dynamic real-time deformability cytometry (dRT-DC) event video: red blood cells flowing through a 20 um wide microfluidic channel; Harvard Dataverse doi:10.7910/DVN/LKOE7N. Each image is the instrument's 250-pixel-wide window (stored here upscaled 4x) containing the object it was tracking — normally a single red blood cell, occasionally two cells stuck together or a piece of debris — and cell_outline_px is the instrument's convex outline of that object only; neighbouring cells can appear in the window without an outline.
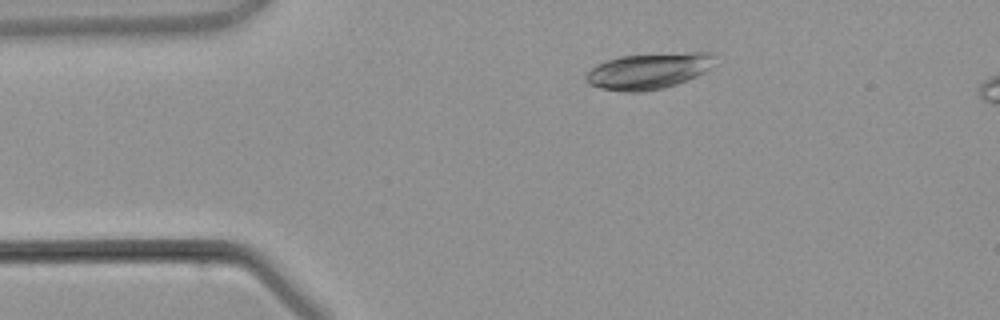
{"species": "common noctule bat (a hibernating species)", "species_latin": "Nyctalus noctula", "temperature_condition": "warm", "stored_images_in_passage": 4, "camera_frame_rate_fps": 3000, "um_per_image_px": 0.085, "animal": {"sex": "male", "body_mass_g": 21.5, "forearm_length_mm": 52.0}, "frame": {"image": 1, "passage_image": 2, "time_ms": 1.333, "image_size_px": [1000, 320], "cell_outline_px": [[716, 64], [712, 68], [696, 76], [676, 84], [660, 88], [640, 92], [624, 92], [600, 88], [588, 84], [584, 80], [584, 76], [596, 64], [620, 56], [692, 52], [712, 52]], "centroid_in_image_um": [55.13, 6.03], "position_along_channel_um": 29.9, "area_um2": 27.05}}